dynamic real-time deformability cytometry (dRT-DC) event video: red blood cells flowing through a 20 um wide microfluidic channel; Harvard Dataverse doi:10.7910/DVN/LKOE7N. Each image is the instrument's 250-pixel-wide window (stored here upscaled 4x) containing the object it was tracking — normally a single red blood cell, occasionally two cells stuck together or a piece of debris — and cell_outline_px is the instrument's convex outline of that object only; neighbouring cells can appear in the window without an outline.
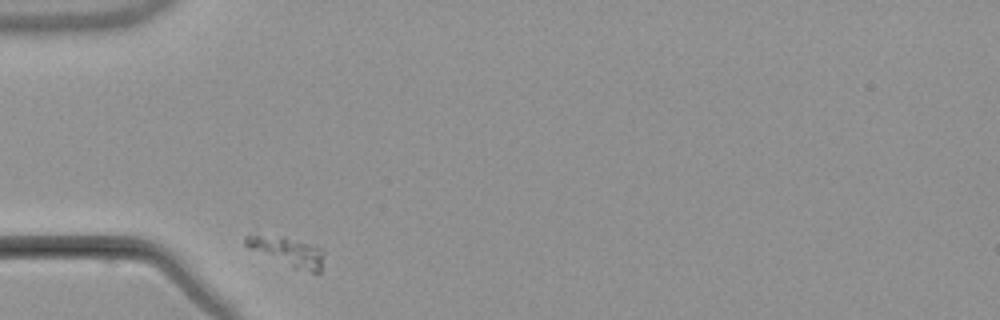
{"species": "common noctule bat (a hibernating species)", "species_latin": "Nyctalus noctula", "temperature_condition": "warm", "stored_images_in_passage": 4, "camera_frame_rate_fps": 3000, "um_per_image_px": 0.085, "animal": {"sex": "male", "body_mass_g": 21.5, "forearm_length_mm": 52.0}, "frame": {"image": 1, "passage_image": 1, "time_ms": 0.0, "image_size_px": [1000, 320], "cell_outline_px": [[324, 256], [320, 272], [312, 272], [296, 268], [248, 248], [244, 244], [244, 236], [260, 236], [308, 244], [320, 248], [324, 252]], "centroid_in_image_um": [24.48, 21.44], "position_along_channel_um": 60.5, "area_um2": 12.08}}